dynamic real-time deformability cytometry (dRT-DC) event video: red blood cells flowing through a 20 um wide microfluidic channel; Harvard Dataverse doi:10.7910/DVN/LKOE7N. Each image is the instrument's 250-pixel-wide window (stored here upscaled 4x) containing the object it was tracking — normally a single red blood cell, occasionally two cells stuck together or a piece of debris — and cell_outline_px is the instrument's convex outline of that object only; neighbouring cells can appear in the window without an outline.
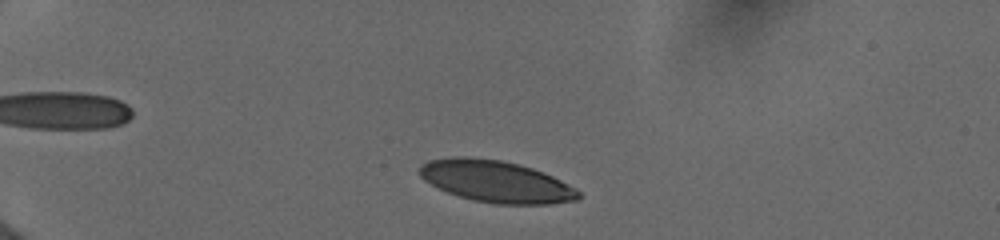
{"species": "human", "species_latin": "Homo sapiens", "temperature_condition": "cold", "stored_images_in_passage": 17, "camera_frame_rate_fps": 3000, "um_per_image_px": 0.085, "donor": {"sex": "female"}, "frame": {"image": 1, "passage_image": 4, "time_ms": 1.333, "image_size_px": [1000, 240], "cell_outline_px": [[580, 200], [552, 204], [492, 204], [472, 200], [448, 192], [424, 180], [420, 176], [420, 164], [428, 160], [452, 156], [464, 156], [500, 160], [532, 168], [552, 176], [576, 188], [580, 192]], "centroid_in_image_um": [42.17, 15.43], "position_along_channel_um": 42.8, "area_um2": 38.67}}
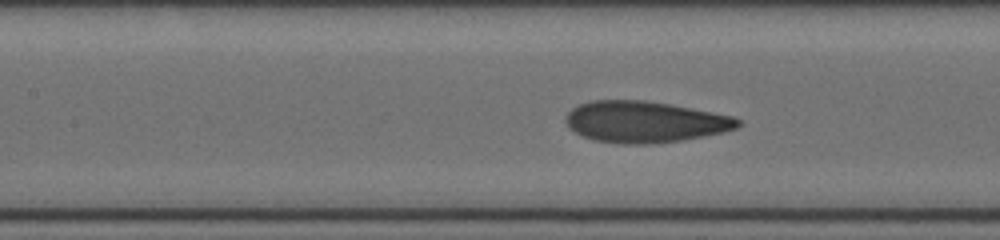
{"frame": {"image": 2, "passage_image": 13, "time_ms": 5.667, "image_size_px": [1000, 240], "cell_outline_px": [[744, 124], [736, 128], [724, 132], [704, 136], [680, 140], [648, 144], [620, 144], [592, 140], [568, 128], [564, 120], [568, 112], [572, 108], [580, 104], [592, 100], [644, 100], [668, 104], [736, 116]], "centroid_in_image_um": [54.81, 10.36], "position_along_channel_um": 152.6, "area_um2": 41.62}}
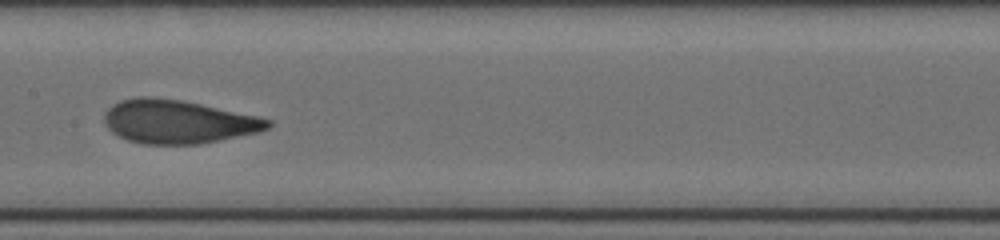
{"frame": {"image": 3, "passage_image": 15, "time_ms": 6.667, "image_size_px": [1000, 240], "cell_outline_px": [[272, 124], [268, 128], [256, 132], [200, 144], [144, 144], [128, 140], [112, 132], [108, 128], [104, 120], [104, 112], [112, 104], [120, 100], [140, 96], [148, 96], [180, 100], [200, 104], [256, 116], [272, 120]], "centroid_in_image_um": [15.08, 10.34], "position_along_channel_um": 192.3, "area_um2": 41.1}}